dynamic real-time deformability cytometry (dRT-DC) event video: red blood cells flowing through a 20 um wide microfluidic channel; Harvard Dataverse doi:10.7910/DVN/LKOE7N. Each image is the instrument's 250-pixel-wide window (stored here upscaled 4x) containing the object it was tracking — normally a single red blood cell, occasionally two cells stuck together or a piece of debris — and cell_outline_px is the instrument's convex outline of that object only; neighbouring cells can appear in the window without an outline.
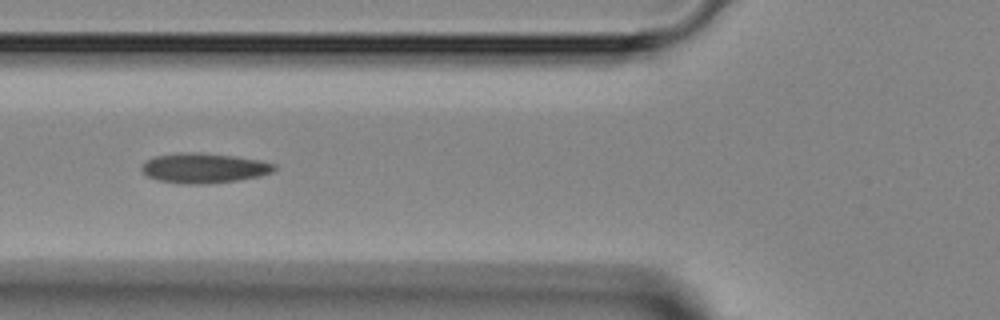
{"species": "Egyptian fruit bat (a non-hibernating species)", "species_latin": "Rousettus aegyptiacus", "temperature_condition": "room temperature", "stored_images_in_passage": 4, "camera_frame_rate_fps": 3000, "um_per_image_px": 0.085, "animal": {"sex": "female"}, "frame": {"image": 1, "passage_image": 4, "time_ms": 4.333, "image_size_px": [1000, 320], "cell_outline_px": [[276, 168], [272, 172], [260, 176], [236, 180], [204, 184], [180, 184], [156, 180], [148, 176], [140, 168], [148, 160], [156, 156], [176, 152], [200, 152], [236, 156], [260, 160], [276, 164]], "centroid_in_image_um": [17.34, 14.28], "position_along_channel_um": 108.5, "area_um2": 23.24}}